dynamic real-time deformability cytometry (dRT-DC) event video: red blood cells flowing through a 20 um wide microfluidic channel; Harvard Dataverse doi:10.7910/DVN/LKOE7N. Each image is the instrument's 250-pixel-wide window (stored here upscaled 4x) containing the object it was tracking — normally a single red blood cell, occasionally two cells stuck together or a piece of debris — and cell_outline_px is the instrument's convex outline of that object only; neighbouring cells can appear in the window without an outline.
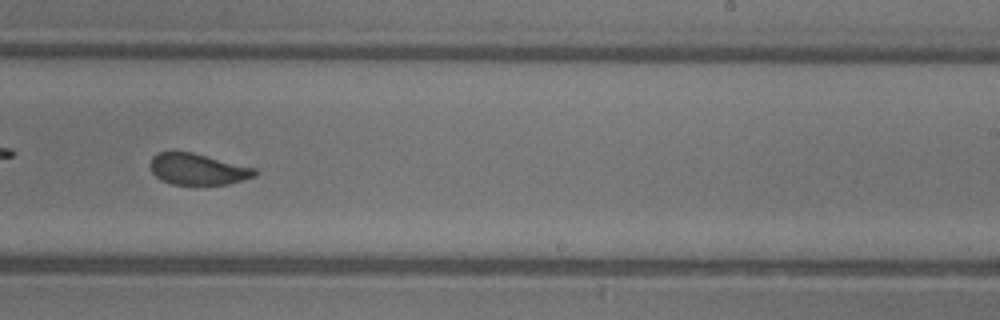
{"species": "common noctule bat (a hibernating species)", "species_latin": "Nyctalus noctula", "temperature_condition": "warm", "stored_images_in_passage": 35, "camera_frame_rate_fps": 3000, "um_per_image_px": 0.085, "animal": {"sex": "female"}, "frame": {"image": 1, "passage_image": 16, "time_ms": 5.0, "image_size_px": [1000, 320], "cell_outline_px": [[256, 176], [228, 184], [172, 184], [160, 180], [152, 172], [148, 164], [152, 156], [160, 152], [192, 152], [256, 168]], "centroid_in_image_um": [16.78, 14.38], "position_along_channel_um": 272.2, "area_um2": 19.02}, "authors_computed_cell_mechanics": {"area_um2": 19.941, "velocity_mm_per_s": 4.3676, "shape_relaxation_time_tau1_ms": 10.0868, "shape_relaxation_time_tau2_ms": 0.9448, "deformation_change_tau1": 0.2133, "deformation_change_tau2": 0.0708}}